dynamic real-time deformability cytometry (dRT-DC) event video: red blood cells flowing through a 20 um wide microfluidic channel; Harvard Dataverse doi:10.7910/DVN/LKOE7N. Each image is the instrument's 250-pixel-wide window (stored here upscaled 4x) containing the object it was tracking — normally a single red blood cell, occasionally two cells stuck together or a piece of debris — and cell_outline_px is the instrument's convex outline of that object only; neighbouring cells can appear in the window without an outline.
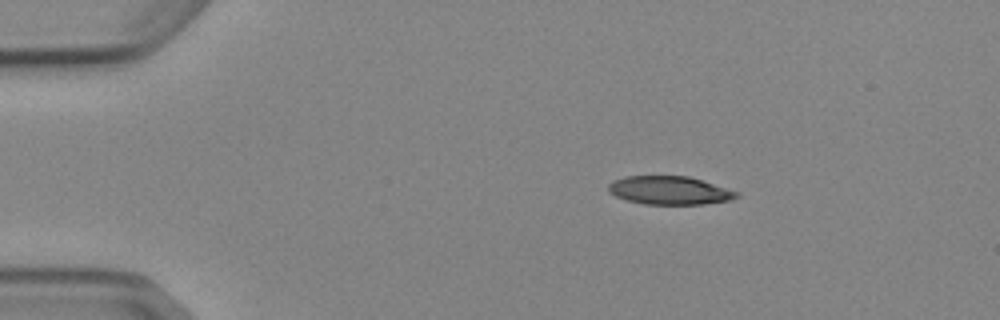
{"species": "Egyptian fruit bat (a non-hibernating species)", "species_latin": "Rousettus aegyptiacus", "temperature_condition": "cold", "stored_images_in_passage": 3, "camera_frame_rate_fps": 3000, "um_per_image_px": 0.085, "animal": {"sex": "female"}, "frame": {"image": 1, "passage_image": 1, "time_ms": 0.0, "image_size_px": [1000, 320], "cell_outline_px": [[740, 196], [732, 200], [704, 204], [644, 204], [628, 200], [616, 196], [608, 192], [608, 184], [612, 180], [624, 176], [688, 176], [740, 192]], "centroid_in_image_um": [56.92, 16.18], "position_along_channel_um": 28.1, "area_um2": 21.27}}